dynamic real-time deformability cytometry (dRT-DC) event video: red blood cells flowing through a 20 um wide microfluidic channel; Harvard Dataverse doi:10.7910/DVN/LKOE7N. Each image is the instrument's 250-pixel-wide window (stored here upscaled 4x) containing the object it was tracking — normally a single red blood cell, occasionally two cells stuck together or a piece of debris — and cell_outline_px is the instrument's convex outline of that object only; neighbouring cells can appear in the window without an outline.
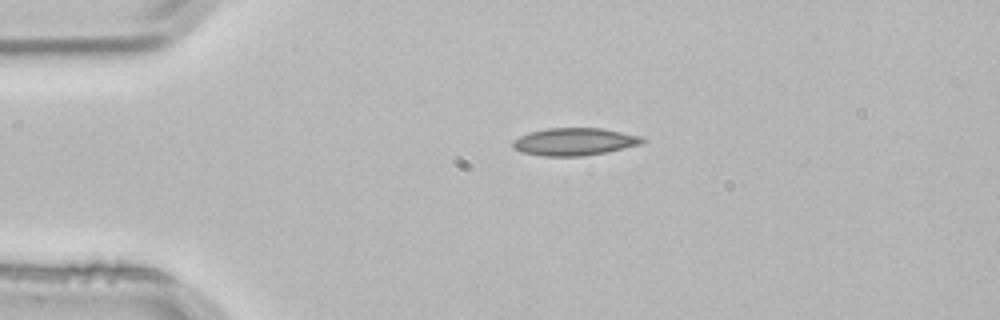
{"species": "common noctule bat (a hibernating species)", "species_latin": "Nyctalus noctula", "temperature_condition": "room temperature", "stored_images_in_passage": 3, "camera_frame_rate_fps": 3000, "um_per_image_px": 0.085, "animal": {"sex": "male", "body_mass_g": 21.5, "forearm_length_mm": 52.0}, "frame": {"image": 1, "passage_image": 1, "time_ms": 0.0, "image_size_px": [1000, 320], "cell_outline_px": [[648, 140], [644, 144], [584, 156], [544, 156], [520, 152], [512, 148], [512, 140], [520, 136], [532, 132], [548, 128], [600, 128], [640, 136]], "centroid_in_image_um": [48.82, 12.05], "position_along_channel_um": 36.2, "area_um2": 20.75}}